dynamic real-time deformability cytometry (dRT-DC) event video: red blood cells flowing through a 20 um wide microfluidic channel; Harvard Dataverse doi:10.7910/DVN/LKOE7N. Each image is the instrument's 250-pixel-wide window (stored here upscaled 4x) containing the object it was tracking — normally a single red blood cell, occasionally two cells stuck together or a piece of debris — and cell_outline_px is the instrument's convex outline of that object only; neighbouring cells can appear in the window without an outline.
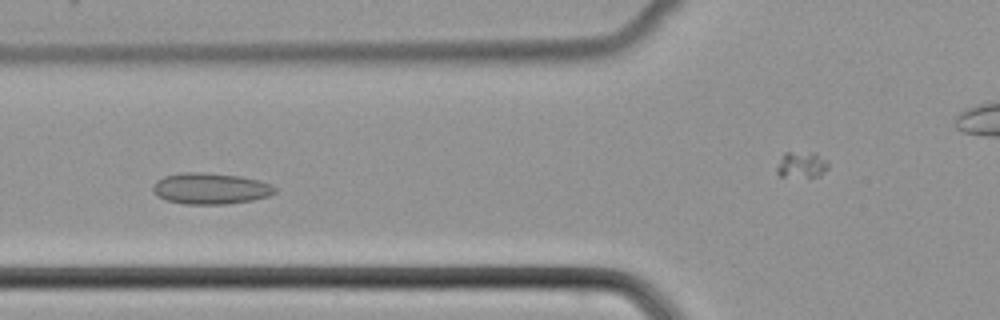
{"species": "common noctule bat (a hibernating species)", "species_latin": "Nyctalus noctula", "temperature_condition": "cold", "stored_images_in_passage": 46, "camera_frame_rate_fps": 3000, "um_per_image_px": 0.085, "animal": {"sex": "female", "body_mass_g": 22.7, "forearm_length_mm": 54.2}, "frame": {"image": 1, "passage_image": 14, "time_ms": 4.333, "image_size_px": [1000, 320], "cell_outline_px": [[276, 192], [268, 196], [252, 200], [224, 204], [184, 204], [168, 200], [156, 196], [152, 192], [152, 188], [156, 180], [164, 176], [180, 172], [204, 172], [240, 176], [260, 180], [272, 184], [276, 188]], "centroid_in_image_um": [17.88, 16.01], "position_along_channel_um": 107.9, "area_um2": 22.37}}
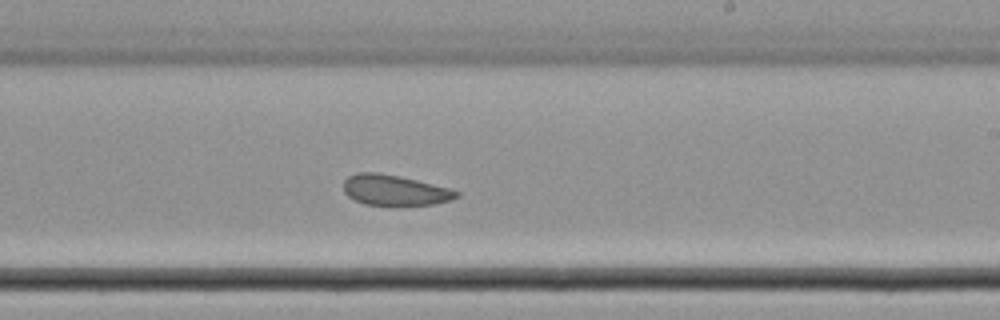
{"frame": {"image": 2, "passage_image": 25, "time_ms": 8.0, "image_size_px": [1000, 320], "cell_outline_px": [[460, 196], [452, 200], [432, 204], [396, 208], [364, 204], [348, 196], [344, 192], [344, 180], [348, 176], [356, 172], [380, 172], [400, 176], [448, 188], [460, 192]], "centroid_in_image_um": [33.54, 16.2], "position_along_channel_um": 255.5, "area_um2": 20.81}}
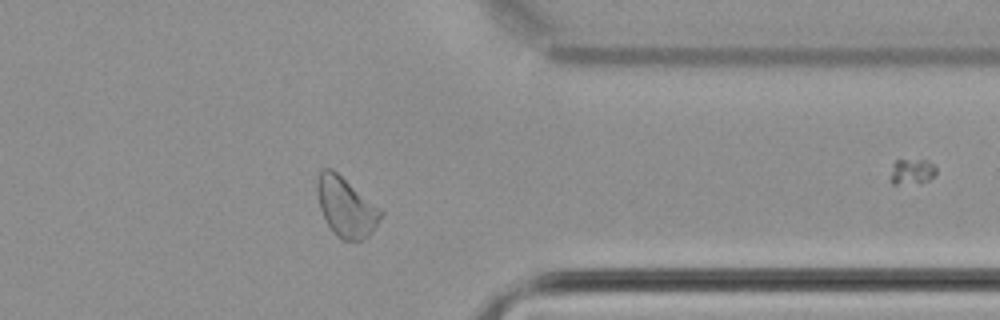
{"frame": {"image": 3, "passage_image": 35, "time_ms": 11.333, "image_size_px": [1000, 320], "cell_outline_px": [[384, 212], [372, 232], [364, 240], [344, 240], [336, 236], [328, 224], [320, 208], [316, 192], [316, 180], [320, 172], [324, 168], [332, 168]], "centroid_in_image_um": [29.39, 17.59], "position_along_channel_um": 382.0, "area_um2": 21.79}}